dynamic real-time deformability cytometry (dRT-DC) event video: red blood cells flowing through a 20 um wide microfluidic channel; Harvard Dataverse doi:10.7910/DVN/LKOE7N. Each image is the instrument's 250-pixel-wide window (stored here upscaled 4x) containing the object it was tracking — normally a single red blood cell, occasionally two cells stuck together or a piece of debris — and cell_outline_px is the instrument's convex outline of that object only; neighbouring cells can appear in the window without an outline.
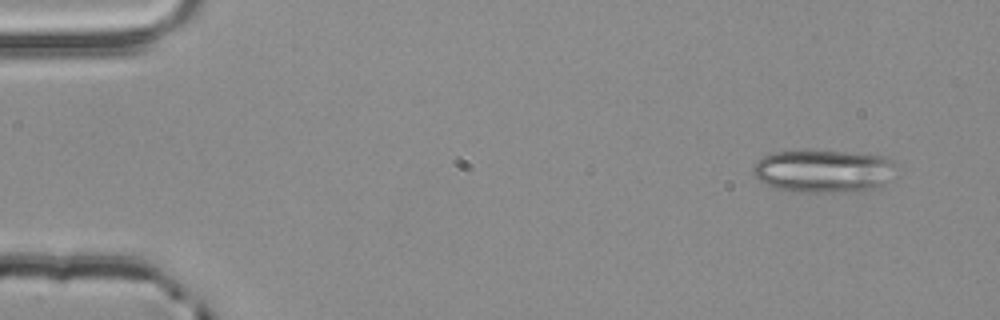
{"species": "common noctule bat (a hibernating species)", "species_latin": "Nyctalus noctula", "temperature_condition": "room temperature", "stored_images_in_passage": 51, "segment_of_instrument_passage": [1, 2], "camera_frame_rate_fps": 3000, "um_per_image_px": 0.085, "animal": {"sex": "male", "body_mass_g": 20.4}, "frame": {"image": 1, "passage_image": 1, "time_ms": 0.0, "image_size_px": [1000, 320], "cell_outline_px": [[892, 180], [876, 188], [824, 192], [792, 192], [776, 188], [764, 184], [752, 172], [752, 168], [764, 156], [772, 152], [800, 148], [804, 148], [888, 156], [892, 164]], "centroid_in_image_um": [69.93, 14.5], "position_along_channel_um": 15.1, "area_um2": 36.13}}